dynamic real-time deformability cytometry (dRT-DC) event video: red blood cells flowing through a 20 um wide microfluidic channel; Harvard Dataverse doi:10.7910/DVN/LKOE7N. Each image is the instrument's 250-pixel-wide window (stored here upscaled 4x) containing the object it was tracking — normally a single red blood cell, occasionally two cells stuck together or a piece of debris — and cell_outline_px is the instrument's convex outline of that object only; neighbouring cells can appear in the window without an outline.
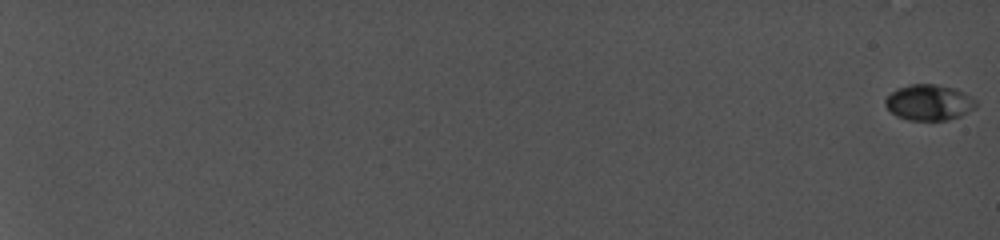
{"species": "common noctule bat (a hibernating species)", "species_latin": "Nyctalus noctula", "temperature_condition": "cold", "stored_images_in_passage": 6, "camera_frame_rate_fps": 5000, "um_per_image_px": 0.085, "animal": {"sex": "female", "body_mass_g": 19.0, "forearm_length_mm": 56.7}, "frame": {"image": 1, "passage_image": 1, "time_ms": 0.0, "image_size_px": [1000, 240], "cell_outline_px": [[976, 108], [960, 116], [948, 120], [908, 120], [896, 116], [884, 104], [884, 100], [896, 88], [908, 84], [936, 84], [956, 88], [972, 96], [976, 100]], "centroid_in_image_um": [78.98, 8.7], "position_along_channel_um": 6.0, "area_um2": 19.13}}